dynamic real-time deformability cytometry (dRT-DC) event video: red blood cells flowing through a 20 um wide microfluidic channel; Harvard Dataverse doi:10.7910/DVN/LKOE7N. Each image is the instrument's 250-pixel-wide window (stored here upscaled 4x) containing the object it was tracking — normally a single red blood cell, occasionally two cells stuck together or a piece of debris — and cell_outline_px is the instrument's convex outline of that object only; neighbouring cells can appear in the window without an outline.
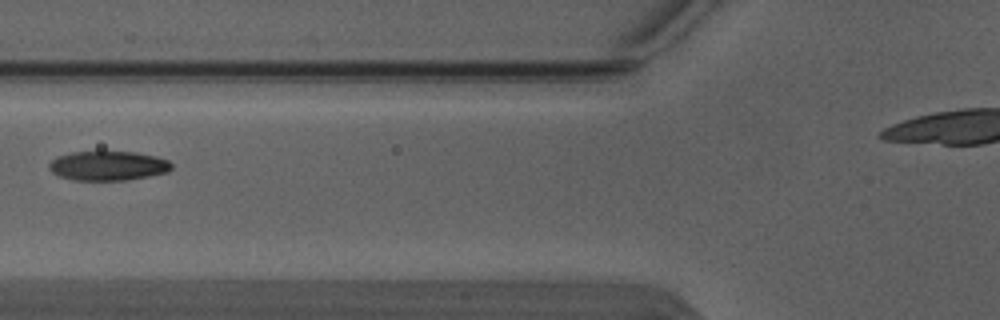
{"species": "Egyptian fruit bat (a non-hibernating species)", "species_latin": "Rousettus aegyptiacus", "temperature_condition": "warm", "stored_images_in_passage": 4, "camera_frame_rate_fps": 3000, "um_per_image_px": 0.085, "animal": {"sex": "male"}, "frame": {"image": 1, "passage_image": 2, "time_ms": 0.333, "image_size_px": [1000, 320], "cell_outline_px": [[172, 168], [168, 172], [128, 180], [72, 180], [60, 176], [52, 172], [48, 168], [48, 164], [56, 156], [72, 152], [136, 152], [156, 156], [168, 160], [172, 164]], "centroid_in_image_um": [9.18, 14.09], "position_along_channel_um": 116.6, "area_um2": 21.04}}
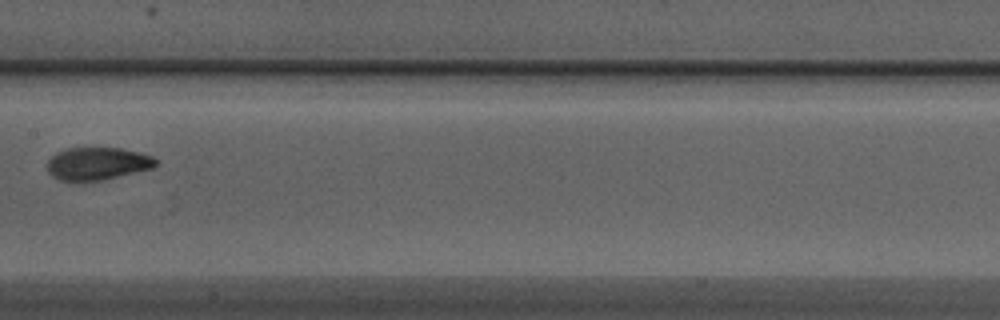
{"frame": {"image": 2, "passage_image": 4, "time_ms": 1.0, "image_size_px": [1000, 320], "cell_outline_px": [[160, 160], [152, 168], [100, 180], [60, 180], [52, 176], [48, 172], [48, 160], [56, 152], [68, 148], [120, 148], [140, 152], [152, 156]], "centroid_in_image_um": [8.29, 13.89], "position_along_channel_um": 199.1, "area_um2": 20.4}}